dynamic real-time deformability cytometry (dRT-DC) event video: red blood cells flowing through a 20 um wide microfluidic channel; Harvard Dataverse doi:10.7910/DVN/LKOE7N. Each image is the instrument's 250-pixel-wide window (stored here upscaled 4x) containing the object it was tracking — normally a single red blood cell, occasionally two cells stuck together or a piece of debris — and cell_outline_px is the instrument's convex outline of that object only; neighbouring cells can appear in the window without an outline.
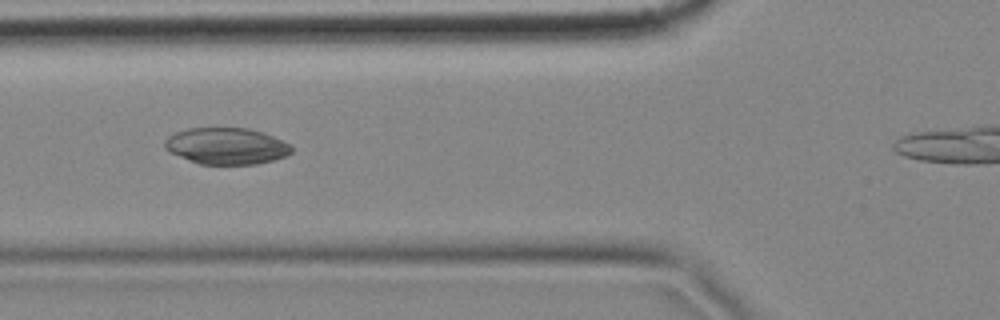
{"species": "common noctule bat (a hibernating species)", "species_latin": "Nyctalus noctula", "temperature_condition": "cold", "stored_images_in_passage": 8, "camera_frame_rate_fps": 3000, "um_per_image_px": 0.085, "animal": {"sex": "female", "body_mass_g": 18.4}, "frame": {"image": 1, "passage_image": 5, "time_ms": 1.333, "image_size_px": [1000, 320], "cell_outline_px": [[292, 152], [284, 156], [272, 160], [256, 164], [200, 164], [168, 152], [164, 148], [164, 140], [168, 136], [176, 132], [188, 128], [248, 128], [264, 132], [288, 144], [292, 148]], "centroid_in_image_um": [19.2, 12.41], "position_along_channel_um": 106.6, "area_um2": 26.88}}
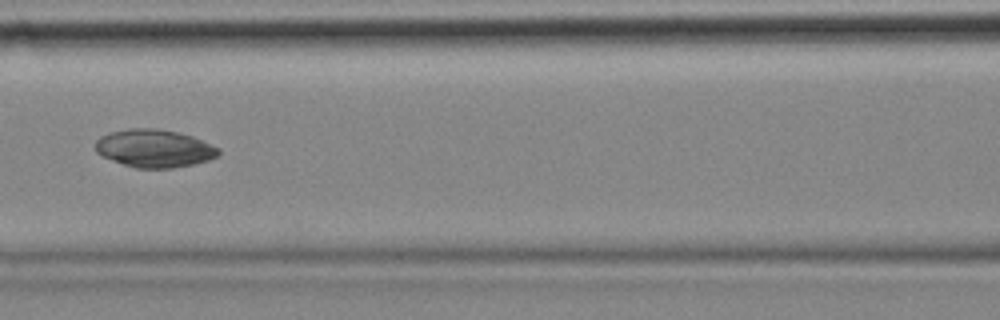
{"frame": {"image": 2, "passage_image": 6, "time_ms": 1.667, "image_size_px": [1000, 320], "cell_outline_px": [[220, 152], [216, 156], [208, 160], [192, 164], [172, 168], [136, 168], [100, 156], [96, 152], [96, 140], [100, 136], [108, 132], [128, 128], [156, 128], [176, 132], [192, 136], [220, 148]], "centroid_in_image_um": [13.08, 12.6], "position_along_channel_um": 153.5, "area_um2": 27.17}}